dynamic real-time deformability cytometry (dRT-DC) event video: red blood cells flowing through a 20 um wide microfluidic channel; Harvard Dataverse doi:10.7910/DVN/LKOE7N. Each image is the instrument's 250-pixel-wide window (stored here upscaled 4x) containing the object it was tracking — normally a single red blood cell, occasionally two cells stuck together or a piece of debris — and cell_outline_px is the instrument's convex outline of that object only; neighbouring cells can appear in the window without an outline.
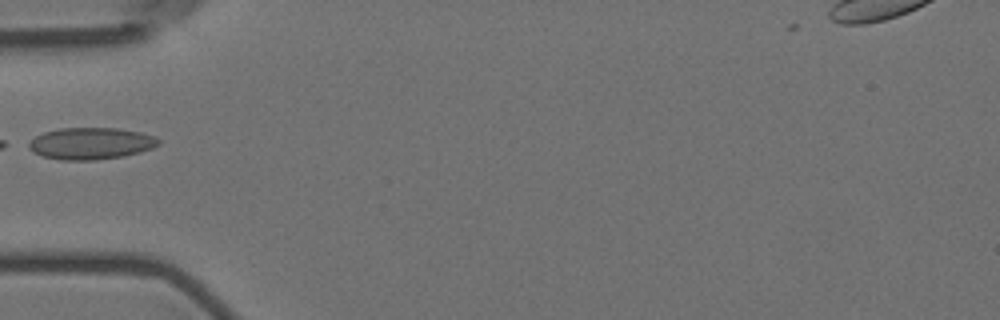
{"species": "Egyptian fruit bat (a non-hibernating species)", "species_latin": "Rousettus aegyptiacus", "temperature_condition": "room temperature", "stored_images_in_passage": 1, "camera_frame_rate_fps": 3000, "um_per_image_px": 0.085, "animal": {"sex": "female"}, "frame": {"image": 1, "passage_image": 1, "time_ms": 0.0, "image_size_px": [1000, 320], "cell_outline_px": [[160, 144], [152, 148], [140, 152], [124, 156], [96, 160], [60, 160], [44, 156], [28, 148], [24, 144], [36, 136], [44, 132], [60, 128], [116, 128], [140, 132], [156, 136], [160, 140]], "centroid_in_image_um": [7.73, 12.19], "position_along_channel_um": 77.3, "area_um2": 24.16}}